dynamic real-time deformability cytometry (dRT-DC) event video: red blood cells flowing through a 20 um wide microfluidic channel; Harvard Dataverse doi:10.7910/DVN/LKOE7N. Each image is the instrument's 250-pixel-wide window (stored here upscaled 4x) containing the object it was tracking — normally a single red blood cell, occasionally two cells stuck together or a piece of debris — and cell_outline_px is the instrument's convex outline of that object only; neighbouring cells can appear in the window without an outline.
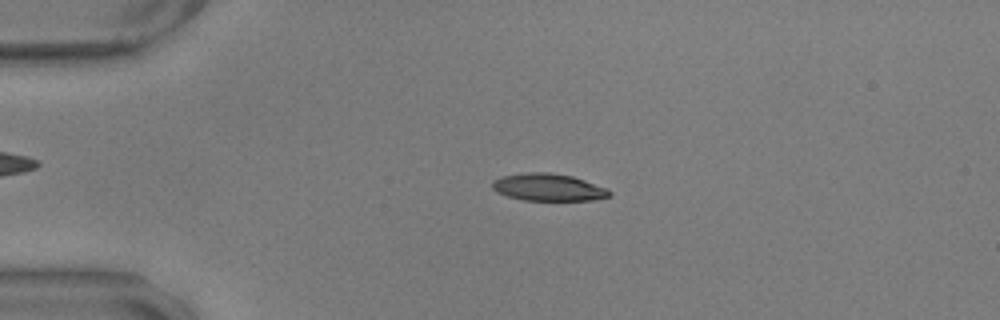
{"species": "common noctule bat (a hibernating species)", "species_latin": "Nyctalus noctula", "temperature_condition": "warm", "stored_images_in_passage": 57, "camera_frame_rate_fps": 3000, "um_per_image_px": 0.085, "animal": {"sex": "male", "body_mass_g": 17.9, "forearm_length_mm": 54.2}, "frame": {"image": 1, "passage_image": 13, "time_ms": 4.0, "image_size_px": [1000, 320], "cell_outline_px": [[612, 196], [592, 200], [524, 200], [508, 196], [496, 192], [492, 188], [492, 180], [500, 176], [528, 172], [548, 172], [572, 176], [608, 188], [612, 192]], "centroid_in_image_um": [46.61, 15.91], "position_along_channel_um": 38.4, "area_um2": 18.73}}
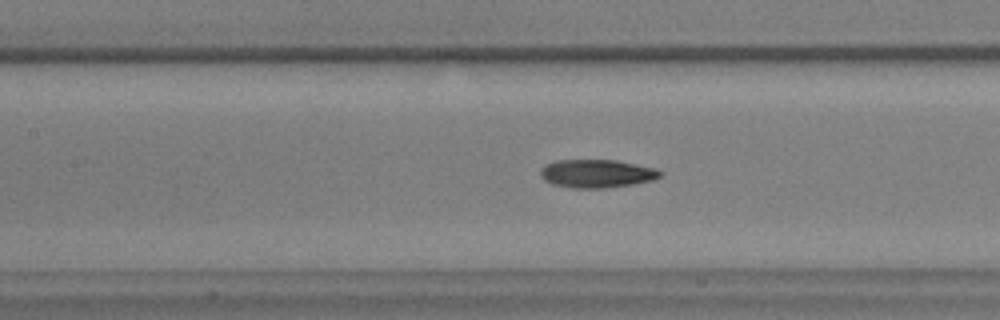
{"frame": {"image": 2, "passage_image": 26, "time_ms": 8.333, "image_size_px": [1000, 320], "cell_outline_px": [[664, 172], [660, 176], [652, 180], [632, 184], [604, 188], [572, 188], [552, 184], [544, 180], [540, 176], [540, 168], [556, 160], [616, 160], [656, 168]], "centroid_in_image_um": [50.72, 14.75], "position_along_channel_um": 156.7, "area_um2": 19.71}}
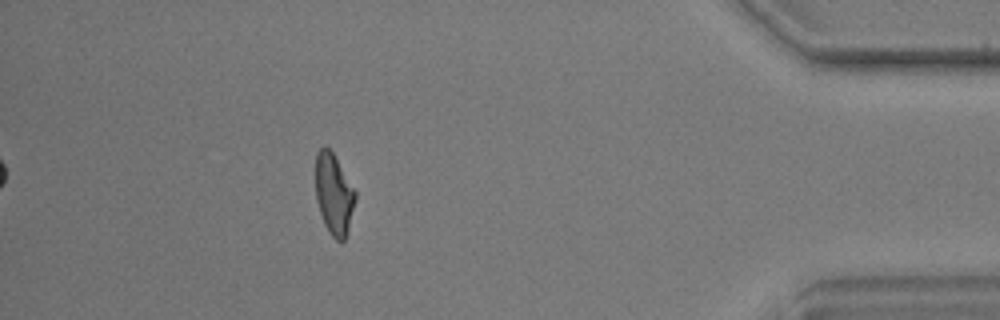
{"frame": {"image": 3, "passage_image": 51, "time_ms": 16.667, "image_size_px": [1000, 320], "cell_outline_px": [[356, 200], [348, 232], [344, 240], [336, 240], [328, 232], [324, 224], [316, 200], [316, 152], [324, 144], [332, 152], [356, 192]], "centroid_in_image_um": [28.38, 16.52], "position_along_channel_um": 406.8, "area_um2": 18.73}, "authors_computed_cell_mechanics": {"area_um2": 19.1896, "velocity_mm_per_s": 3.551, "shape_relaxation_time_tau1_ms": 6.1395, "shape_relaxation_time_tau2_ms": 2.5954, "deformation_change_tau1": 0.2118, "deformation_change_tau2": 0.1036}}